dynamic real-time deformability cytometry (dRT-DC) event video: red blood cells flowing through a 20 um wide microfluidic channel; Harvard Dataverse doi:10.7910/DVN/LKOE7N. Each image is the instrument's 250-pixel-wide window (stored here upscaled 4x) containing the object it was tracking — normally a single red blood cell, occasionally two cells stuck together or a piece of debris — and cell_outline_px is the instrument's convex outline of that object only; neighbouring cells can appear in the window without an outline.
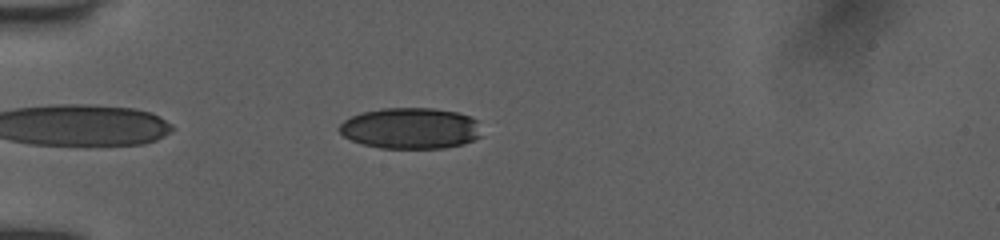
{"species": "human", "species_latin": "Homo sapiens", "temperature_condition": "room temperature", "stored_images_in_passage": 11, "camera_frame_rate_fps": 3000, "um_per_image_px": 0.085, "donor": {"sex": "female"}, "frame": {"image": 1, "passage_image": 6, "time_ms": 1.0, "image_size_px": [1000, 240], "cell_outline_px": [[480, 136], [472, 140], [460, 144], [444, 148], [380, 148], [364, 144], [352, 140], [344, 136], [336, 128], [344, 120], [360, 112], [384, 108], [432, 108], [456, 112], [468, 116], [476, 120]], "centroid_in_image_um": [34.84, 10.9], "position_along_channel_um": 50.2, "area_um2": 33.81}}